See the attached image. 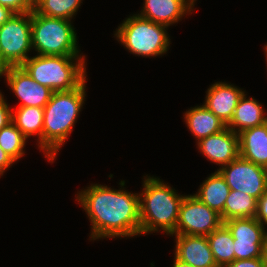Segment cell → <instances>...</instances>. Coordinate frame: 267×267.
<instances>
[{
    "mask_svg": "<svg viewBox=\"0 0 267 267\" xmlns=\"http://www.w3.org/2000/svg\"><path fill=\"white\" fill-rule=\"evenodd\" d=\"M235 260L264 257L265 242H245L233 239Z\"/></svg>",
    "mask_w": 267,
    "mask_h": 267,
    "instance_id": "obj_25",
    "label": "cell"
},
{
    "mask_svg": "<svg viewBox=\"0 0 267 267\" xmlns=\"http://www.w3.org/2000/svg\"><path fill=\"white\" fill-rule=\"evenodd\" d=\"M14 12H12L9 8L0 5V26L6 22Z\"/></svg>",
    "mask_w": 267,
    "mask_h": 267,
    "instance_id": "obj_31",
    "label": "cell"
},
{
    "mask_svg": "<svg viewBox=\"0 0 267 267\" xmlns=\"http://www.w3.org/2000/svg\"><path fill=\"white\" fill-rule=\"evenodd\" d=\"M255 218L264 226L267 225V192L258 200Z\"/></svg>",
    "mask_w": 267,
    "mask_h": 267,
    "instance_id": "obj_29",
    "label": "cell"
},
{
    "mask_svg": "<svg viewBox=\"0 0 267 267\" xmlns=\"http://www.w3.org/2000/svg\"><path fill=\"white\" fill-rule=\"evenodd\" d=\"M107 185L92 184L76 194V201L84 209L91 223L90 240L126 238L141 235L139 193Z\"/></svg>",
    "mask_w": 267,
    "mask_h": 267,
    "instance_id": "obj_1",
    "label": "cell"
},
{
    "mask_svg": "<svg viewBox=\"0 0 267 267\" xmlns=\"http://www.w3.org/2000/svg\"><path fill=\"white\" fill-rule=\"evenodd\" d=\"M0 91V131L12 122V108Z\"/></svg>",
    "mask_w": 267,
    "mask_h": 267,
    "instance_id": "obj_27",
    "label": "cell"
},
{
    "mask_svg": "<svg viewBox=\"0 0 267 267\" xmlns=\"http://www.w3.org/2000/svg\"><path fill=\"white\" fill-rule=\"evenodd\" d=\"M226 267H267L265 257L234 260Z\"/></svg>",
    "mask_w": 267,
    "mask_h": 267,
    "instance_id": "obj_28",
    "label": "cell"
},
{
    "mask_svg": "<svg viewBox=\"0 0 267 267\" xmlns=\"http://www.w3.org/2000/svg\"><path fill=\"white\" fill-rule=\"evenodd\" d=\"M72 21L31 11L32 49L38 55L85 56L80 53Z\"/></svg>",
    "mask_w": 267,
    "mask_h": 267,
    "instance_id": "obj_5",
    "label": "cell"
},
{
    "mask_svg": "<svg viewBox=\"0 0 267 267\" xmlns=\"http://www.w3.org/2000/svg\"><path fill=\"white\" fill-rule=\"evenodd\" d=\"M85 56L38 55L29 57L21 66L38 84L54 92L71 91L87 78Z\"/></svg>",
    "mask_w": 267,
    "mask_h": 267,
    "instance_id": "obj_4",
    "label": "cell"
},
{
    "mask_svg": "<svg viewBox=\"0 0 267 267\" xmlns=\"http://www.w3.org/2000/svg\"><path fill=\"white\" fill-rule=\"evenodd\" d=\"M83 0H34L37 14L72 20Z\"/></svg>",
    "mask_w": 267,
    "mask_h": 267,
    "instance_id": "obj_23",
    "label": "cell"
},
{
    "mask_svg": "<svg viewBox=\"0 0 267 267\" xmlns=\"http://www.w3.org/2000/svg\"><path fill=\"white\" fill-rule=\"evenodd\" d=\"M224 224L230 230L233 239L245 242H266L267 230L255 217L232 218L224 221Z\"/></svg>",
    "mask_w": 267,
    "mask_h": 267,
    "instance_id": "obj_22",
    "label": "cell"
},
{
    "mask_svg": "<svg viewBox=\"0 0 267 267\" xmlns=\"http://www.w3.org/2000/svg\"><path fill=\"white\" fill-rule=\"evenodd\" d=\"M264 51H265V55H266V62H267V44L264 46Z\"/></svg>",
    "mask_w": 267,
    "mask_h": 267,
    "instance_id": "obj_35",
    "label": "cell"
},
{
    "mask_svg": "<svg viewBox=\"0 0 267 267\" xmlns=\"http://www.w3.org/2000/svg\"><path fill=\"white\" fill-rule=\"evenodd\" d=\"M7 68L8 67L5 65V63L2 61V59L0 57V78H2L4 73L7 71Z\"/></svg>",
    "mask_w": 267,
    "mask_h": 267,
    "instance_id": "obj_33",
    "label": "cell"
},
{
    "mask_svg": "<svg viewBox=\"0 0 267 267\" xmlns=\"http://www.w3.org/2000/svg\"><path fill=\"white\" fill-rule=\"evenodd\" d=\"M197 149L219 168L229 164L239 156L238 134L226 127L224 130L200 139Z\"/></svg>",
    "mask_w": 267,
    "mask_h": 267,
    "instance_id": "obj_11",
    "label": "cell"
},
{
    "mask_svg": "<svg viewBox=\"0 0 267 267\" xmlns=\"http://www.w3.org/2000/svg\"><path fill=\"white\" fill-rule=\"evenodd\" d=\"M258 200L244 192L230 190L225 201L222 221L232 218H252L256 216Z\"/></svg>",
    "mask_w": 267,
    "mask_h": 267,
    "instance_id": "obj_21",
    "label": "cell"
},
{
    "mask_svg": "<svg viewBox=\"0 0 267 267\" xmlns=\"http://www.w3.org/2000/svg\"><path fill=\"white\" fill-rule=\"evenodd\" d=\"M31 50V12L14 13L0 26V57L7 67L21 66Z\"/></svg>",
    "mask_w": 267,
    "mask_h": 267,
    "instance_id": "obj_7",
    "label": "cell"
},
{
    "mask_svg": "<svg viewBox=\"0 0 267 267\" xmlns=\"http://www.w3.org/2000/svg\"><path fill=\"white\" fill-rule=\"evenodd\" d=\"M14 163L15 161L0 147V176L2 177Z\"/></svg>",
    "mask_w": 267,
    "mask_h": 267,
    "instance_id": "obj_30",
    "label": "cell"
},
{
    "mask_svg": "<svg viewBox=\"0 0 267 267\" xmlns=\"http://www.w3.org/2000/svg\"><path fill=\"white\" fill-rule=\"evenodd\" d=\"M3 77L15 97L20 100L18 107L44 108L54 92L34 81L22 66L8 67Z\"/></svg>",
    "mask_w": 267,
    "mask_h": 267,
    "instance_id": "obj_10",
    "label": "cell"
},
{
    "mask_svg": "<svg viewBox=\"0 0 267 267\" xmlns=\"http://www.w3.org/2000/svg\"><path fill=\"white\" fill-rule=\"evenodd\" d=\"M0 5L14 13H26L34 10V0H0Z\"/></svg>",
    "mask_w": 267,
    "mask_h": 267,
    "instance_id": "obj_26",
    "label": "cell"
},
{
    "mask_svg": "<svg viewBox=\"0 0 267 267\" xmlns=\"http://www.w3.org/2000/svg\"><path fill=\"white\" fill-rule=\"evenodd\" d=\"M264 257L267 263V233H266V242H265V251H264Z\"/></svg>",
    "mask_w": 267,
    "mask_h": 267,
    "instance_id": "obj_34",
    "label": "cell"
},
{
    "mask_svg": "<svg viewBox=\"0 0 267 267\" xmlns=\"http://www.w3.org/2000/svg\"><path fill=\"white\" fill-rule=\"evenodd\" d=\"M175 236V257L193 267H218L207 236L171 235Z\"/></svg>",
    "mask_w": 267,
    "mask_h": 267,
    "instance_id": "obj_14",
    "label": "cell"
},
{
    "mask_svg": "<svg viewBox=\"0 0 267 267\" xmlns=\"http://www.w3.org/2000/svg\"><path fill=\"white\" fill-rule=\"evenodd\" d=\"M239 155L267 169V122L238 133Z\"/></svg>",
    "mask_w": 267,
    "mask_h": 267,
    "instance_id": "obj_15",
    "label": "cell"
},
{
    "mask_svg": "<svg viewBox=\"0 0 267 267\" xmlns=\"http://www.w3.org/2000/svg\"><path fill=\"white\" fill-rule=\"evenodd\" d=\"M197 0H144L140 17L167 27L192 14Z\"/></svg>",
    "mask_w": 267,
    "mask_h": 267,
    "instance_id": "obj_13",
    "label": "cell"
},
{
    "mask_svg": "<svg viewBox=\"0 0 267 267\" xmlns=\"http://www.w3.org/2000/svg\"><path fill=\"white\" fill-rule=\"evenodd\" d=\"M86 82L71 91L53 92L44 107L43 153L50 163L73 132L85 104Z\"/></svg>",
    "mask_w": 267,
    "mask_h": 267,
    "instance_id": "obj_2",
    "label": "cell"
},
{
    "mask_svg": "<svg viewBox=\"0 0 267 267\" xmlns=\"http://www.w3.org/2000/svg\"><path fill=\"white\" fill-rule=\"evenodd\" d=\"M224 222L221 215L193 194L185 195L181 203L175 232L172 235L207 236Z\"/></svg>",
    "mask_w": 267,
    "mask_h": 267,
    "instance_id": "obj_8",
    "label": "cell"
},
{
    "mask_svg": "<svg viewBox=\"0 0 267 267\" xmlns=\"http://www.w3.org/2000/svg\"><path fill=\"white\" fill-rule=\"evenodd\" d=\"M265 111L259 101L252 97L247 98L245 91L239 99L234 115L227 127L238 134L245 129L263 125L267 122Z\"/></svg>",
    "mask_w": 267,
    "mask_h": 267,
    "instance_id": "obj_16",
    "label": "cell"
},
{
    "mask_svg": "<svg viewBox=\"0 0 267 267\" xmlns=\"http://www.w3.org/2000/svg\"><path fill=\"white\" fill-rule=\"evenodd\" d=\"M199 187L193 195L209 208L221 214L230 192V188L222 175L218 171L211 173Z\"/></svg>",
    "mask_w": 267,
    "mask_h": 267,
    "instance_id": "obj_18",
    "label": "cell"
},
{
    "mask_svg": "<svg viewBox=\"0 0 267 267\" xmlns=\"http://www.w3.org/2000/svg\"><path fill=\"white\" fill-rule=\"evenodd\" d=\"M217 171L225 179L230 190L244 192L257 200L267 192V169L240 155Z\"/></svg>",
    "mask_w": 267,
    "mask_h": 267,
    "instance_id": "obj_9",
    "label": "cell"
},
{
    "mask_svg": "<svg viewBox=\"0 0 267 267\" xmlns=\"http://www.w3.org/2000/svg\"><path fill=\"white\" fill-rule=\"evenodd\" d=\"M173 260H174L173 261V267H193L188 263H185V262H183L181 260H178L175 256H174Z\"/></svg>",
    "mask_w": 267,
    "mask_h": 267,
    "instance_id": "obj_32",
    "label": "cell"
},
{
    "mask_svg": "<svg viewBox=\"0 0 267 267\" xmlns=\"http://www.w3.org/2000/svg\"><path fill=\"white\" fill-rule=\"evenodd\" d=\"M244 92L231 83L215 82L207 89L203 105L228 125Z\"/></svg>",
    "mask_w": 267,
    "mask_h": 267,
    "instance_id": "obj_12",
    "label": "cell"
},
{
    "mask_svg": "<svg viewBox=\"0 0 267 267\" xmlns=\"http://www.w3.org/2000/svg\"><path fill=\"white\" fill-rule=\"evenodd\" d=\"M184 122L188 130L195 137L196 142L200 139L216 134L224 130L227 125L223 123L204 105L191 107L183 113Z\"/></svg>",
    "mask_w": 267,
    "mask_h": 267,
    "instance_id": "obj_17",
    "label": "cell"
},
{
    "mask_svg": "<svg viewBox=\"0 0 267 267\" xmlns=\"http://www.w3.org/2000/svg\"><path fill=\"white\" fill-rule=\"evenodd\" d=\"M16 108L12 110V123L27 139L37 136V145L43 151L44 108L29 106Z\"/></svg>",
    "mask_w": 267,
    "mask_h": 267,
    "instance_id": "obj_19",
    "label": "cell"
},
{
    "mask_svg": "<svg viewBox=\"0 0 267 267\" xmlns=\"http://www.w3.org/2000/svg\"><path fill=\"white\" fill-rule=\"evenodd\" d=\"M143 190L139 193L141 235L175 232L179 209L185 195L158 177L143 176Z\"/></svg>",
    "mask_w": 267,
    "mask_h": 267,
    "instance_id": "obj_3",
    "label": "cell"
},
{
    "mask_svg": "<svg viewBox=\"0 0 267 267\" xmlns=\"http://www.w3.org/2000/svg\"><path fill=\"white\" fill-rule=\"evenodd\" d=\"M207 239L218 267H226L235 260L233 236L224 223L207 235Z\"/></svg>",
    "mask_w": 267,
    "mask_h": 267,
    "instance_id": "obj_20",
    "label": "cell"
},
{
    "mask_svg": "<svg viewBox=\"0 0 267 267\" xmlns=\"http://www.w3.org/2000/svg\"><path fill=\"white\" fill-rule=\"evenodd\" d=\"M26 140L27 138L12 122L0 131V147L15 162L25 155Z\"/></svg>",
    "mask_w": 267,
    "mask_h": 267,
    "instance_id": "obj_24",
    "label": "cell"
},
{
    "mask_svg": "<svg viewBox=\"0 0 267 267\" xmlns=\"http://www.w3.org/2000/svg\"><path fill=\"white\" fill-rule=\"evenodd\" d=\"M169 27L132 14L116 28L114 37L130 54L142 57L162 56L169 50Z\"/></svg>",
    "mask_w": 267,
    "mask_h": 267,
    "instance_id": "obj_6",
    "label": "cell"
}]
</instances>
